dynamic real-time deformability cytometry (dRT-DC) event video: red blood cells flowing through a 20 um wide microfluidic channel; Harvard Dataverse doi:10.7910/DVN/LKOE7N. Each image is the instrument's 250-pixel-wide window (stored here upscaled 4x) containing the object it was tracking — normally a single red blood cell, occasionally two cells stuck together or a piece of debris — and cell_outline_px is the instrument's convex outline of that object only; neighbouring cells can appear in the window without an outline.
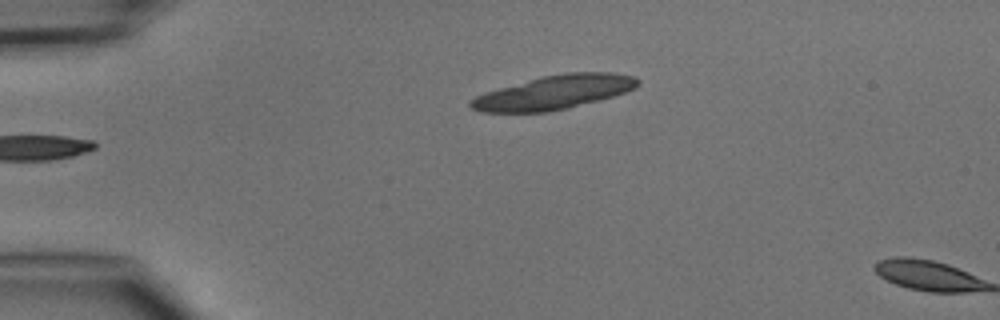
{"species": "common noctule bat (a hibernating species)", "species_latin": "Nyctalus noctula", "temperature_condition": "cold", "stored_images_in_passage": 2, "camera_frame_rate_fps": 3000, "um_per_image_px": 0.085, "animal": {"sex": "male", "body_mass_g": 15.6}, "frame": {"image": 1, "passage_image": 2, "time_ms": 1.333, "image_size_px": [1000, 320], "cell_outline_px": [[640, 84], [636, 88], [612, 96], [568, 108], [548, 112], [480, 112], [472, 108], [468, 104], [468, 100], [484, 92], [540, 76], [568, 72], [612, 72], [636, 76], [640, 80]], "centroid_in_image_um": [47.08, 7.84], "position_along_channel_um": 37.9, "area_um2": 33.18}}